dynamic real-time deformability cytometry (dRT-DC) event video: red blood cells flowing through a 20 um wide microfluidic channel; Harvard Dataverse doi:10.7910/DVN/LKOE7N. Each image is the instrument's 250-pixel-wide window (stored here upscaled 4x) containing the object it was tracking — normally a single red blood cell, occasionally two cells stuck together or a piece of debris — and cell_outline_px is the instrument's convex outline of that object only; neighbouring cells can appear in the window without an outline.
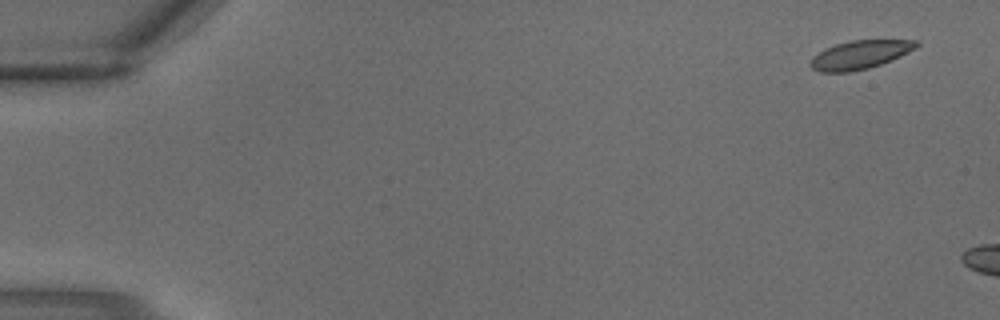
{"species": "common noctule bat (a hibernating species)", "species_latin": "Nyctalus noctula", "temperature_condition": "warm", "stored_images_in_passage": 2, "camera_frame_rate_fps": 3000, "um_per_image_px": 0.085, "animal": {"sex": "male", "body_mass_g": 18.8}, "frame": {"image": 1, "passage_image": 1, "time_ms": 0.0, "image_size_px": [1000, 320], "cell_outline_px": [[920, 44], [916, 48], [900, 56], [880, 64], [868, 68], [848, 72], [820, 72], [812, 68], [808, 64], [812, 56], [824, 48], [836, 44], [852, 40], [920, 40]], "centroid_in_image_um": [73.07, 4.64], "position_along_channel_um": 11.9, "area_um2": 17.63}}